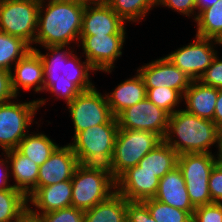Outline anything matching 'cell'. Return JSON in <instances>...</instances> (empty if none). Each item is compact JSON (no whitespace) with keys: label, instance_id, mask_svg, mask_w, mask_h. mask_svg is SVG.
<instances>
[{"label":"cell","instance_id":"6da1fadb","mask_svg":"<svg viewBox=\"0 0 222 222\" xmlns=\"http://www.w3.org/2000/svg\"><path fill=\"white\" fill-rule=\"evenodd\" d=\"M66 47V50H65ZM47 46L48 53L35 50L42 61L44 71L43 92L53 93L56 99L63 98L69 104L81 91L95 85L90 80V73L96 70L85 60L81 62L70 46ZM68 50V51H67ZM91 71V72H90Z\"/></svg>","mask_w":222,"mask_h":222},{"label":"cell","instance_id":"7a4b0ae2","mask_svg":"<svg viewBox=\"0 0 222 222\" xmlns=\"http://www.w3.org/2000/svg\"><path fill=\"white\" fill-rule=\"evenodd\" d=\"M85 3L67 0H40L34 44L47 47L68 46L72 42L79 43Z\"/></svg>","mask_w":222,"mask_h":222},{"label":"cell","instance_id":"3957f363","mask_svg":"<svg viewBox=\"0 0 222 222\" xmlns=\"http://www.w3.org/2000/svg\"><path fill=\"white\" fill-rule=\"evenodd\" d=\"M218 137L219 127L214 121L178 109L169 116L168 130L163 140L181 155L212 153L209 148L216 143L218 148Z\"/></svg>","mask_w":222,"mask_h":222},{"label":"cell","instance_id":"277c9868","mask_svg":"<svg viewBox=\"0 0 222 222\" xmlns=\"http://www.w3.org/2000/svg\"><path fill=\"white\" fill-rule=\"evenodd\" d=\"M71 206L83 211L116 192V180L104 165L79 164L73 174Z\"/></svg>","mask_w":222,"mask_h":222},{"label":"cell","instance_id":"5b68a950","mask_svg":"<svg viewBox=\"0 0 222 222\" xmlns=\"http://www.w3.org/2000/svg\"><path fill=\"white\" fill-rule=\"evenodd\" d=\"M119 130L116 117L108 123L91 126L79 132L69 143L79 164L109 166L113 153L117 132Z\"/></svg>","mask_w":222,"mask_h":222},{"label":"cell","instance_id":"8992f818","mask_svg":"<svg viewBox=\"0 0 222 222\" xmlns=\"http://www.w3.org/2000/svg\"><path fill=\"white\" fill-rule=\"evenodd\" d=\"M163 139L156 133L142 130L119 129L114 153L108 166L117 180L125 171L138 165L139 161Z\"/></svg>","mask_w":222,"mask_h":222},{"label":"cell","instance_id":"52a82bcc","mask_svg":"<svg viewBox=\"0 0 222 222\" xmlns=\"http://www.w3.org/2000/svg\"><path fill=\"white\" fill-rule=\"evenodd\" d=\"M46 99L29 102H6L0 104V148L3 152L16 149L28 134L38 108L45 105Z\"/></svg>","mask_w":222,"mask_h":222},{"label":"cell","instance_id":"ba28073f","mask_svg":"<svg viewBox=\"0 0 222 222\" xmlns=\"http://www.w3.org/2000/svg\"><path fill=\"white\" fill-rule=\"evenodd\" d=\"M177 166L181 170L193 206L213 203L208 182L215 166V155L212 153L181 154L178 155Z\"/></svg>","mask_w":222,"mask_h":222},{"label":"cell","instance_id":"9c48e42d","mask_svg":"<svg viewBox=\"0 0 222 222\" xmlns=\"http://www.w3.org/2000/svg\"><path fill=\"white\" fill-rule=\"evenodd\" d=\"M40 0L0 2V31L19 37L33 48L37 32Z\"/></svg>","mask_w":222,"mask_h":222},{"label":"cell","instance_id":"30bf717a","mask_svg":"<svg viewBox=\"0 0 222 222\" xmlns=\"http://www.w3.org/2000/svg\"><path fill=\"white\" fill-rule=\"evenodd\" d=\"M67 106L74 126L73 138L91 126L108 123L114 117L106 96L95 86L81 91Z\"/></svg>","mask_w":222,"mask_h":222},{"label":"cell","instance_id":"8fae6325","mask_svg":"<svg viewBox=\"0 0 222 222\" xmlns=\"http://www.w3.org/2000/svg\"><path fill=\"white\" fill-rule=\"evenodd\" d=\"M192 43L178 48L165 56L172 64L188 75L191 80H199L211 65L217 54L214 49L220 41L195 35ZM215 44V46H214Z\"/></svg>","mask_w":222,"mask_h":222},{"label":"cell","instance_id":"7c38bea8","mask_svg":"<svg viewBox=\"0 0 222 222\" xmlns=\"http://www.w3.org/2000/svg\"><path fill=\"white\" fill-rule=\"evenodd\" d=\"M169 116L146 97L121 111L116 119L119 129L149 131L164 139L168 130Z\"/></svg>","mask_w":222,"mask_h":222},{"label":"cell","instance_id":"4fadbf2b","mask_svg":"<svg viewBox=\"0 0 222 222\" xmlns=\"http://www.w3.org/2000/svg\"><path fill=\"white\" fill-rule=\"evenodd\" d=\"M125 38V34L80 35L78 47L82 45L83 56L96 72L111 73L114 62L122 55Z\"/></svg>","mask_w":222,"mask_h":222},{"label":"cell","instance_id":"5bb4252c","mask_svg":"<svg viewBox=\"0 0 222 222\" xmlns=\"http://www.w3.org/2000/svg\"><path fill=\"white\" fill-rule=\"evenodd\" d=\"M125 22L105 2L85 3L80 35L126 34Z\"/></svg>","mask_w":222,"mask_h":222},{"label":"cell","instance_id":"9a60e30c","mask_svg":"<svg viewBox=\"0 0 222 222\" xmlns=\"http://www.w3.org/2000/svg\"><path fill=\"white\" fill-rule=\"evenodd\" d=\"M146 88L169 87L184 95L191 78L172 64L165 56L137 69Z\"/></svg>","mask_w":222,"mask_h":222},{"label":"cell","instance_id":"2e32d148","mask_svg":"<svg viewBox=\"0 0 222 222\" xmlns=\"http://www.w3.org/2000/svg\"><path fill=\"white\" fill-rule=\"evenodd\" d=\"M78 165L77 156L70 144L58 146L52 155L39 166L36 190L39 187L71 180Z\"/></svg>","mask_w":222,"mask_h":222},{"label":"cell","instance_id":"e0dca14e","mask_svg":"<svg viewBox=\"0 0 222 222\" xmlns=\"http://www.w3.org/2000/svg\"><path fill=\"white\" fill-rule=\"evenodd\" d=\"M159 180L155 173L139 171L136 165L116 180V191L128 201H144L155 197Z\"/></svg>","mask_w":222,"mask_h":222},{"label":"cell","instance_id":"ac0fdd59","mask_svg":"<svg viewBox=\"0 0 222 222\" xmlns=\"http://www.w3.org/2000/svg\"><path fill=\"white\" fill-rule=\"evenodd\" d=\"M13 68L11 69V80L13 91L17 96L20 94V88L25 91L34 89L37 93L43 92V64L35 50L31 49Z\"/></svg>","mask_w":222,"mask_h":222},{"label":"cell","instance_id":"d6986e66","mask_svg":"<svg viewBox=\"0 0 222 222\" xmlns=\"http://www.w3.org/2000/svg\"><path fill=\"white\" fill-rule=\"evenodd\" d=\"M71 201L72 181L66 180L52 185L39 187L28 198V202L37 209H33L31 205H28V211L31 214H45L62 208L71 207Z\"/></svg>","mask_w":222,"mask_h":222},{"label":"cell","instance_id":"ffe728a7","mask_svg":"<svg viewBox=\"0 0 222 222\" xmlns=\"http://www.w3.org/2000/svg\"><path fill=\"white\" fill-rule=\"evenodd\" d=\"M154 199L172 207L187 211L193 216L195 207L189 199L185 180L178 166L167 172L159 180L158 190Z\"/></svg>","mask_w":222,"mask_h":222},{"label":"cell","instance_id":"44dd1931","mask_svg":"<svg viewBox=\"0 0 222 222\" xmlns=\"http://www.w3.org/2000/svg\"><path fill=\"white\" fill-rule=\"evenodd\" d=\"M7 156L10 175L15 180L13 188L23 192L29 198L36 191L39 165L21 154L17 149L2 152Z\"/></svg>","mask_w":222,"mask_h":222},{"label":"cell","instance_id":"7402d4cb","mask_svg":"<svg viewBox=\"0 0 222 222\" xmlns=\"http://www.w3.org/2000/svg\"><path fill=\"white\" fill-rule=\"evenodd\" d=\"M218 91L219 89L204 85L199 80H192L183 95L185 110L197 117L213 121Z\"/></svg>","mask_w":222,"mask_h":222},{"label":"cell","instance_id":"603a6c76","mask_svg":"<svg viewBox=\"0 0 222 222\" xmlns=\"http://www.w3.org/2000/svg\"><path fill=\"white\" fill-rule=\"evenodd\" d=\"M146 87L142 76L137 74L118 84L113 92L105 93L111 113L116 117L124 109L146 98Z\"/></svg>","mask_w":222,"mask_h":222},{"label":"cell","instance_id":"cb8c5ba5","mask_svg":"<svg viewBox=\"0 0 222 222\" xmlns=\"http://www.w3.org/2000/svg\"><path fill=\"white\" fill-rule=\"evenodd\" d=\"M178 153L164 140L147 153L138 163L139 171H149L161 179L177 167Z\"/></svg>","mask_w":222,"mask_h":222},{"label":"cell","instance_id":"d4e9b609","mask_svg":"<svg viewBox=\"0 0 222 222\" xmlns=\"http://www.w3.org/2000/svg\"><path fill=\"white\" fill-rule=\"evenodd\" d=\"M127 199L117 191L109 198L84 211V222H127Z\"/></svg>","mask_w":222,"mask_h":222},{"label":"cell","instance_id":"484cf974","mask_svg":"<svg viewBox=\"0 0 222 222\" xmlns=\"http://www.w3.org/2000/svg\"><path fill=\"white\" fill-rule=\"evenodd\" d=\"M59 145L43 133L27 134L18 144L17 150L37 165H42Z\"/></svg>","mask_w":222,"mask_h":222},{"label":"cell","instance_id":"4316f807","mask_svg":"<svg viewBox=\"0 0 222 222\" xmlns=\"http://www.w3.org/2000/svg\"><path fill=\"white\" fill-rule=\"evenodd\" d=\"M28 198L13 187L0 190V222H16L28 211Z\"/></svg>","mask_w":222,"mask_h":222},{"label":"cell","instance_id":"83f0119b","mask_svg":"<svg viewBox=\"0 0 222 222\" xmlns=\"http://www.w3.org/2000/svg\"><path fill=\"white\" fill-rule=\"evenodd\" d=\"M196 21V22H195ZM197 36L221 41L222 39V0L197 14Z\"/></svg>","mask_w":222,"mask_h":222},{"label":"cell","instance_id":"f1b7e54d","mask_svg":"<svg viewBox=\"0 0 222 222\" xmlns=\"http://www.w3.org/2000/svg\"><path fill=\"white\" fill-rule=\"evenodd\" d=\"M31 49L23 39L0 31V68L11 72L13 65Z\"/></svg>","mask_w":222,"mask_h":222},{"label":"cell","instance_id":"f546056e","mask_svg":"<svg viewBox=\"0 0 222 222\" xmlns=\"http://www.w3.org/2000/svg\"><path fill=\"white\" fill-rule=\"evenodd\" d=\"M124 22H140L157 6V0H105Z\"/></svg>","mask_w":222,"mask_h":222},{"label":"cell","instance_id":"4dcf8cb0","mask_svg":"<svg viewBox=\"0 0 222 222\" xmlns=\"http://www.w3.org/2000/svg\"><path fill=\"white\" fill-rule=\"evenodd\" d=\"M143 202L157 222H192L193 216L187 211L164 204L154 198Z\"/></svg>","mask_w":222,"mask_h":222},{"label":"cell","instance_id":"1f68e13d","mask_svg":"<svg viewBox=\"0 0 222 222\" xmlns=\"http://www.w3.org/2000/svg\"><path fill=\"white\" fill-rule=\"evenodd\" d=\"M146 90V97L169 115L177 111L176 107L183 100V95L178 90L169 87L146 88Z\"/></svg>","mask_w":222,"mask_h":222},{"label":"cell","instance_id":"d6a6232c","mask_svg":"<svg viewBox=\"0 0 222 222\" xmlns=\"http://www.w3.org/2000/svg\"><path fill=\"white\" fill-rule=\"evenodd\" d=\"M41 222H84V211L75 207L62 208L45 214H32Z\"/></svg>","mask_w":222,"mask_h":222},{"label":"cell","instance_id":"836d02e7","mask_svg":"<svg viewBox=\"0 0 222 222\" xmlns=\"http://www.w3.org/2000/svg\"><path fill=\"white\" fill-rule=\"evenodd\" d=\"M192 222H222V203L195 207Z\"/></svg>","mask_w":222,"mask_h":222},{"label":"cell","instance_id":"e575fe53","mask_svg":"<svg viewBox=\"0 0 222 222\" xmlns=\"http://www.w3.org/2000/svg\"><path fill=\"white\" fill-rule=\"evenodd\" d=\"M127 222H157L150 214L143 201H128L126 208Z\"/></svg>","mask_w":222,"mask_h":222},{"label":"cell","instance_id":"d590c367","mask_svg":"<svg viewBox=\"0 0 222 222\" xmlns=\"http://www.w3.org/2000/svg\"><path fill=\"white\" fill-rule=\"evenodd\" d=\"M199 81L207 86L222 89V59L216 55L211 65L205 70Z\"/></svg>","mask_w":222,"mask_h":222},{"label":"cell","instance_id":"8d00e7d4","mask_svg":"<svg viewBox=\"0 0 222 222\" xmlns=\"http://www.w3.org/2000/svg\"><path fill=\"white\" fill-rule=\"evenodd\" d=\"M159 5L171 8L174 12L177 11L189 18L194 16L193 20L197 17L195 0H157V7Z\"/></svg>","mask_w":222,"mask_h":222},{"label":"cell","instance_id":"74e56055","mask_svg":"<svg viewBox=\"0 0 222 222\" xmlns=\"http://www.w3.org/2000/svg\"><path fill=\"white\" fill-rule=\"evenodd\" d=\"M17 99L13 91L11 72L0 68V104Z\"/></svg>","mask_w":222,"mask_h":222},{"label":"cell","instance_id":"f35d334b","mask_svg":"<svg viewBox=\"0 0 222 222\" xmlns=\"http://www.w3.org/2000/svg\"><path fill=\"white\" fill-rule=\"evenodd\" d=\"M208 185L213 203H222V171L216 166L211 171Z\"/></svg>","mask_w":222,"mask_h":222},{"label":"cell","instance_id":"ab89813d","mask_svg":"<svg viewBox=\"0 0 222 222\" xmlns=\"http://www.w3.org/2000/svg\"><path fill=\"white\" fill-rule=\"evenodd\" d=\"M8 168L9 162L7 160V156L5 155V159H0V190L9 189L13 187V184H8L9 177H11L9 176L10 170Z\"/></svg>","mask_w":222,"mask_h":222},{"label":"cell","instance_id":"60d3db41","mask_svg":"<svg viewBox=\"0 0 222 222\" xmlns=\"http://www.w3.org/2000/svg\"><path fill=\"white\" fill-rule=\"evenodd\" d=\"M213 121L218 127L222 126V89L218 91Z\"/></svg>","mask_w":222,"mask_h":222},{"label":"cell","instance_id":"b9f144b4","mask_svg":"<svg viewBox=\"0 0 222 222\" xmlns=\"http://www.w3.org/2000/svg\"><path fill=\"white\" fill-rule=\"evenodd\" d=\"M218 0H195L196 13L198 14L202 10L213 6Z\"/></svg>","mask_w":222,"mask_h":222},{"label":"cell","instance_id":"7bdbcfd3","mask_svg":"<svg viewBox=\"0 0 222 222\" xmlns=\"http://www.w3.org/2000/svg\"><path fill=\"white\" fill-rule=\"evenodd\" d=\"M16 222H41L37 216L32 215L27 211L20 219Z\"/></svg>","mask_w":222,"mask_h":222},{"label":"cell","instance_id":"ee69618b","mask_svg":"<svg viewBox=\"0 0 222 222\" xmlns=\"http://www.w3.org/2000/svg\"><path fill=\"white\" fill-rule=\"evenodd\" d=\"M215 157V166L222 171V153H217Z\"/></svg>","mask_w":222,"mask_h":222},{"label":"cell","instance_id":"f6af8a7d","mask_svg":"<svg viewBox=\"0 0 222 222\" xmlns=\"http://www.w3.org/2000/svg\"><path fill=\"white\" fill-rule=\"evenodd\" d=\"M217 153H222V126L219 127L218 152Z\"/></svg>","mask_w":222,"mask_h":222},{"label":"cell","instance_id":"bcb514c9","mask_svg":"<svg viewBox=\"0 0 222 222\" xmlns=\"http://www.w3.org/2000/svg\"><path fill=\"white\" fill-rule=\"evenodd\" d=\"M105 0H78V2H86V3H91V2H102Z\"/></svg>","mask_w":222,"mask_h":222}]
</instances>
